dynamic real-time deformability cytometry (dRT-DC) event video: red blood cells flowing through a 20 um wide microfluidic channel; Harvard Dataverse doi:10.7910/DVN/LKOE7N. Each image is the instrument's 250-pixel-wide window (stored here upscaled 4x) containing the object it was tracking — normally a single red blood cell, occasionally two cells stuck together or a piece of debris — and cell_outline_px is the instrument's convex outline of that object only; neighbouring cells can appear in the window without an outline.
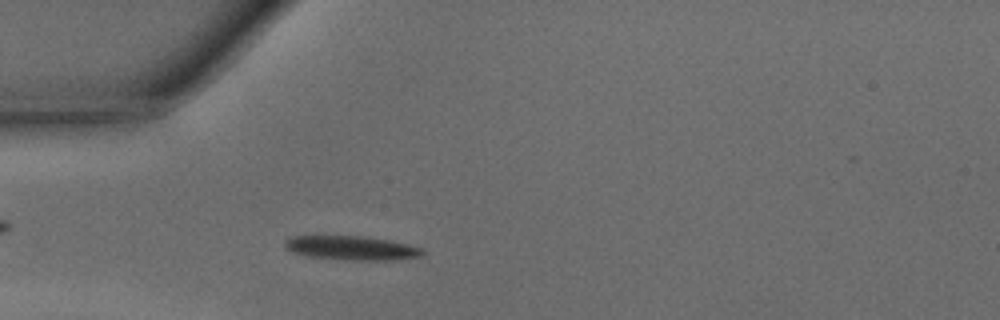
{"species": "common noctule bat (a hibernating species)", "species_latin": "Nyctalus noctula", "temperature_condition": "warm", "stored_images_in_passage": 42, "camera_frame_rate_fps": 3000, "um_per_image_px": 0.085, "animal": {"sex": "male", "body_mass_g": 15.6}, "frame": {"image": 1, "passage_image": 12, "time_ms": 3.667, "image_size_px": [1000, 320], "cell_outline_px": [[428, 252], [424, 256], [396, 260], [356, 260], [304, 256], [292, 252], [284, 248], [284, 240], [292, 236], [368, 236], [408, 244], [424, 248]], "centroid_in_image_um": [29.94, 21.08], "position_along_channel_um": 55.1, "area_um2": 19.71}}
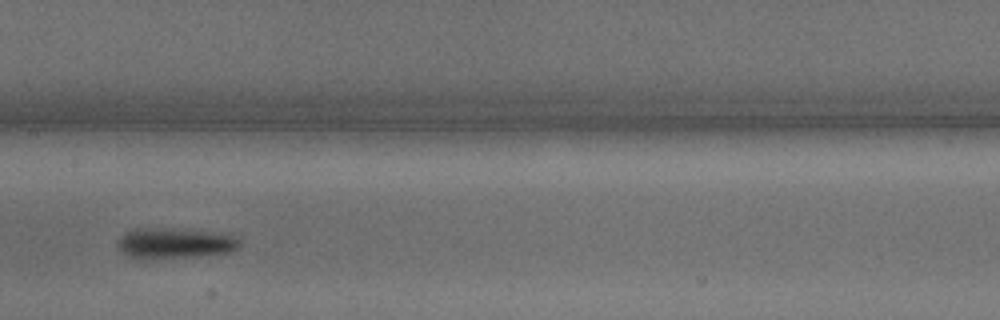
{"frame": {"image": 2, "passage_image": 22, "time_ms": 7.0, "image_size_px": [1000, 320], "cell_outline_px": [[240, 244], [236, 248], [228, 252], [196, 256], [144, 260], [128, 256], [116, 244], [116, 240], [124, 232], [136, 228], [212, 232], [232, 236], [240, 240]], "centroid_in_image_um": [14.76, 20.7], "position_along_channel_um": 192.6, "area_um2": 21.27}}
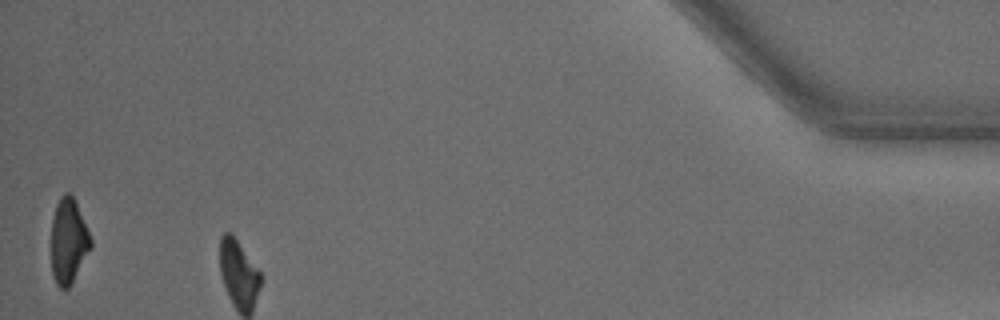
{"frame": {"image": 3, "passage_image": 42, "time_ms": 13.667, "image_size_px": [1000, 320], "cell_outline_px": [[92, 248], [68, 288], [60, 288], [56, 284], [52, 276], [52, 220], [56, 204], [60, 196], [64, 192], [72, 192], [92, 240]], "centroid_in_image_um": [5.82, 20.45], "position_along_channel_um": 429.4, "area_um2": 19.65}, "authors_computed_cell_mechanics": {"area_um2": 19.5075, "velocity_mm_per_s": 4.2961, "shape_relaxation_time_tau1_ms": 2.1355, "shape_relaxation_time_tau2_ms": 7.3447, "deformation_change_tau1": 0.1826, "deformation_change_tau2": 0.1862}}